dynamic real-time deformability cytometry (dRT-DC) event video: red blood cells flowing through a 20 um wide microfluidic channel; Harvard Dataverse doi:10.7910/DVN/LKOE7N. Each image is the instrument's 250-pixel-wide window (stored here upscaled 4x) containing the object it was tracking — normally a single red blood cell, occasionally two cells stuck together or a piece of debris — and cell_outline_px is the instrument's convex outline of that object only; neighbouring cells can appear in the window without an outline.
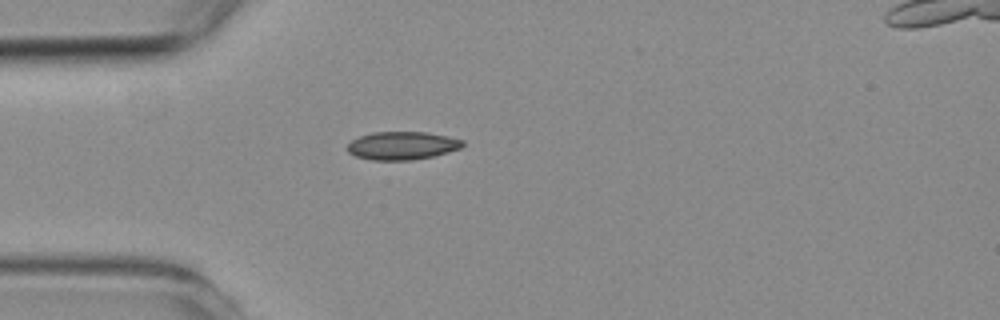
{"species": "common noctule bat (a hibernating species)", "species_latin": "Nyctalus noctula", "temperature_condition": "room temperature", "stored_images_in_passage": 1, "camera_frame_rate_fps": 3000, "um_per_image_px": 0.085, "animal": {"sex": "female", "body_mass_g": 19.3, "forearm_length_mm": 54.1}, "frame": {"image": 1, "passage_image": 1, "time_ms": 0.0, "image_size_px": [1000, 320], "cell_outline_px": [[464, 144], [460, 148], [448, 152], [432, 156], [412, 160], [372, 160], [356, 156], [348, 152], [348, 144], [352, 140], [360, 136], [372, 132], [424, 132], [448, 136], [464, 140]], "centroid_in_image_um": [34.19, 12.37], "position_along_channel_um": 50.8, "area_um2": 18.79}}